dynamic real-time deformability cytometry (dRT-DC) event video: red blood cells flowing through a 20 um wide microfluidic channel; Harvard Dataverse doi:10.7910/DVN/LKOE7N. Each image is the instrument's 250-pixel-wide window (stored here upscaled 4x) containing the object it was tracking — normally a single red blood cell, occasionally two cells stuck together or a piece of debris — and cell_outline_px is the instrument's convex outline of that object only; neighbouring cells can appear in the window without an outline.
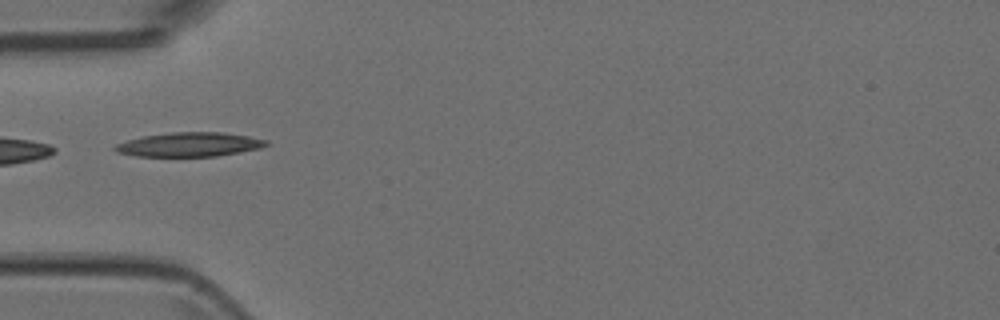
{"species": "Egyptian fruit bat (a non-hibernating species)", "species_latin": "Rousettus aegyptiacus", "temperature_condition": "room temperature", "stored_images_in_passage": 6, "camera_frame_rate_fps": 3000, "um_per_image_px": 0.085, "animal": {"sex": "female"}, "frame": {"image": 1, "passage_image": 4, "time_ms": 1.0, "image_size_px": [1000, 320], "cell_outline_px": [[272, 144], [260, 148], [240, 152], [216, 156], [136, 156], [116, 152], [112, 148], [116, 144], [128, 140], [144, 136], [172, 132], [220, 132], [248, 136], [268, 140]], "centroid_in_image_um": [16.13, 12.28], "position_along_channel_um": 68.9, "area_um2": 21.27}}
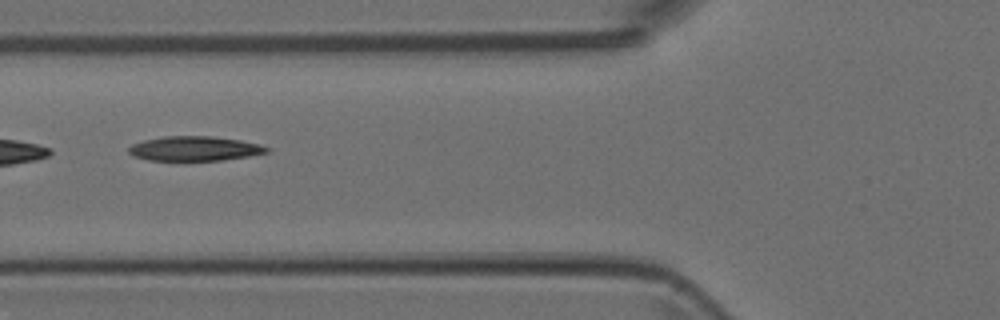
{"frame": {"image": 2, "passage_image": 5, "time_ms": 1.333, "image_size_px": [1000, 320], "cell_outline_px": [[272, 148], [268, 152], [248, 156], [220, 160], [148, 160], [132, 156], [128, 152], [128, 148], [132, 144], [144, 140], [160, 136], [212, 136], [240, 140], [260, 144]], "centroid_in_image_um": [16.53, 12.62], "position_along_channel_um": 109.3, "area_um2": 19.83}}
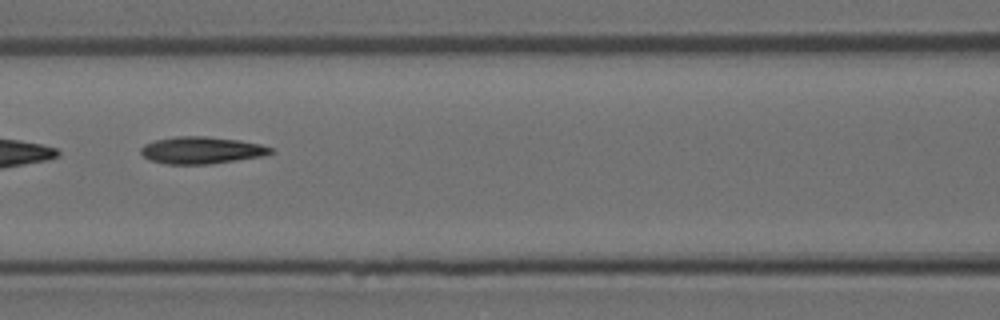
{"frame": {"image": 3, "passage_image": 6, "time_ms": 1.667, "image_size_px": [1000, 320], "cell_outline_px": [[276, 152], [264, 156], [208, 164], [164, 164], [148, 160], [140, 152], [140, 148], [144, 144], [156, 140], [176, 136], [204, 136], [240, 140], [260, 144], [272, 148]], "centroid_in_image_um": [17.12, 12.77], "position_along_channel_um": 149.5, "area_um2": 20.58}}